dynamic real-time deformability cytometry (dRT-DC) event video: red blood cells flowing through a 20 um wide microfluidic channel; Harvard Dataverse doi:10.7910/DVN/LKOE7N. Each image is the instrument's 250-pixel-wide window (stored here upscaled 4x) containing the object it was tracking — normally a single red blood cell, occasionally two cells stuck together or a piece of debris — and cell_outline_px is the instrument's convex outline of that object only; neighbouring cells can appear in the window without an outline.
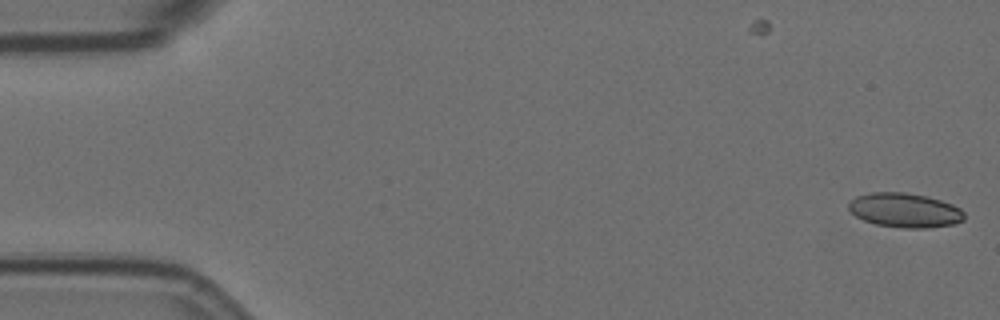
{"species": "Egyptian fruit bat (a non-hibernating species)", "species_latin": "Rousettus aegyptiacus", "temperature_condition": "room temperature", "stored_images_in_passage": 58, "camera_frame_rate_fps": 3000, "um_per_image_px": 0.085, "animal": {"sex": "female"}, "frame": {"image": 1, "passage_image": 1, "time_ms": 0.0, "image_size_px": [1000, 320], "cell_outline_px": [[964, 220], [956, 224], [924, 228], [904, 228], [876, 224], [864, 220], [856, 216], [848, 208], [848, 204], [856, 196], [872, 192], [904, 192], [928, 196], [952, 204], [960, 208], [964, 212]], "centroid_in_image_um": [76.93, 17.87], "position_along_channel_um": 8.1, "area_um2": 23.18}}
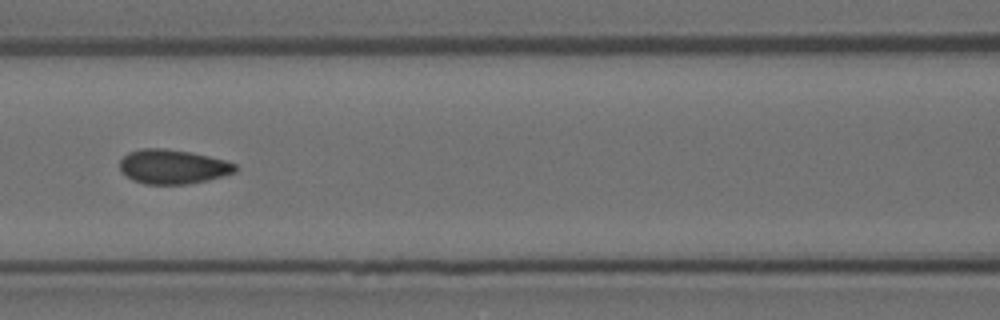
{"frame": {"image": 2, "passage_image": 25, "time_ms": 8.0, "image_size_px": [1000, 320], "cell_outline_px": [[236, 172], [208, 180], [188, 184], [144, 184], [132, 180], [120, 172], [120, 160], [128, 152], [140, 148], [164, 148], [192, 152], [224, 160], [236, 164]], "centroid_in_image_um": [14.65, 14.17], "position_along_channel_um": 151.9, "area_um2": 23.29}}
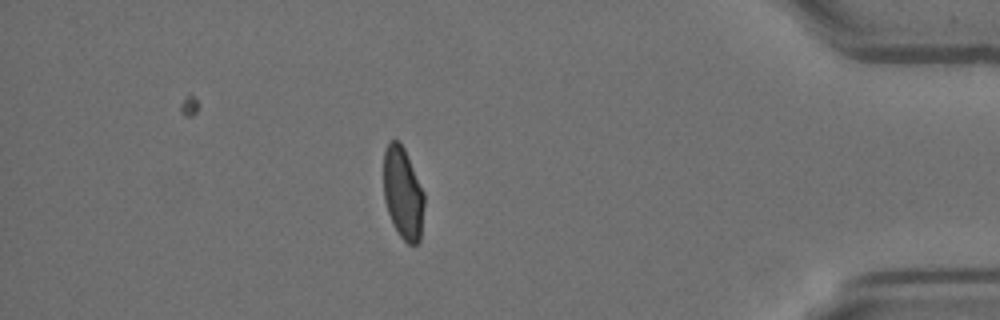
{"frame": {"image": 3, "passage_image": 50, "time_ms": 16.333, "image_size_px": [1000, 320], "cell_outline_px": [[424, 204], [420, 240], [416, 244], [408, 244], [400, 236], [388, 212], [384, 200], [384, 148], [392, 140], [400, 140], [404, 148], [424, 192]], "centroid_in_image_um": [34.25, 16.4], "position_along_channel_um": 400.9, "area_um2": 21.62}, "authors_computed_cell_mechanics": {"area_um2": 22.8599, "velocity_mm_per_s": 3.504, "shape_relaxation_time_tau1_ms": 9.2874, "shape_relaxation_time_tau2_ms": 0.7583, "deformation_change_tau1": 0.1622, "deformation_change_tau2": 0.0418}}